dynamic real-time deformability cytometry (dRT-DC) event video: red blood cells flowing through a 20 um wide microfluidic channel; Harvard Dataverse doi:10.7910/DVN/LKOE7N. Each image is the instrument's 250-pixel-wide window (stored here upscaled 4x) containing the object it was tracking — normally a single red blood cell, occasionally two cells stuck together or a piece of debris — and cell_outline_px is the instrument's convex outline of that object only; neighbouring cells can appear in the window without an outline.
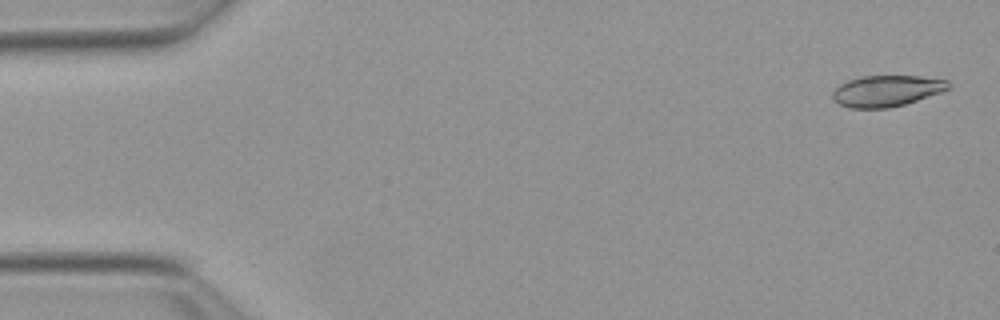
{"species": "Egyptian fruit bat (a non-hibernating species)", "species_latin": "Rousettus aegyptiacus", "temperature_condition": "warm", "stored_images_in_passage": 53, "camera_frame_rate_fps": 3000, "um_per_image_px": 0.085, "animal": {"sex": "female"}, "frame": {"image": 1, "passage_image": 2, "time_ms": 0.333, "image_size_px": [1000, 320], "cell_outline_px": [[948, 88], [940, 92], [904, 104], [888, 108], [852, 108], [840, 104], [832, 100], [832, 92], [840, 84], [848, 80], [860, 76], [920, 76], [948, 80]], "centroid_in_image_um": [75.31, 7.72], "position_along_channel_um": 9.7, "area_um2": 20.81}}
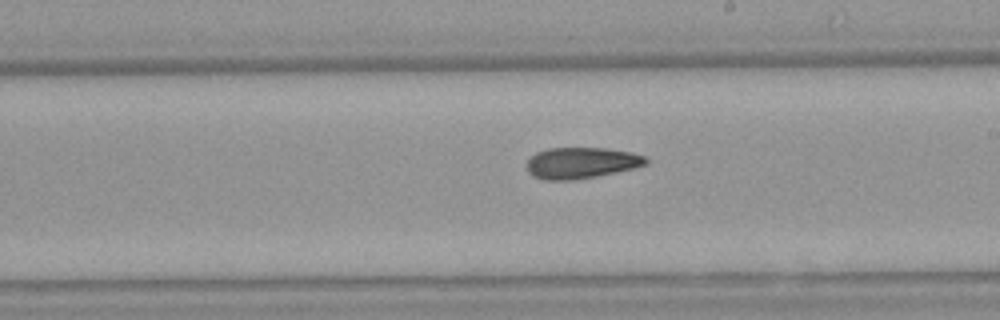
{"frame": {"image": 2, "passage_image": 30, "time_ms": 9.667, "image_size_px": [1000, 320], "cell_outline_px": [[648, 164], [616, 172], [596, 176], [572, 180], [544, 180], [532, 176], [528, 172], [528, 160], [536, 152], [548, 148], [608, 148], [632, 152], [644, 156], [648, 160]], "centroid_in_image_um": [49.41, 13.84], "position_along_channel_um": 239.6, "area_um2": 21.62}}
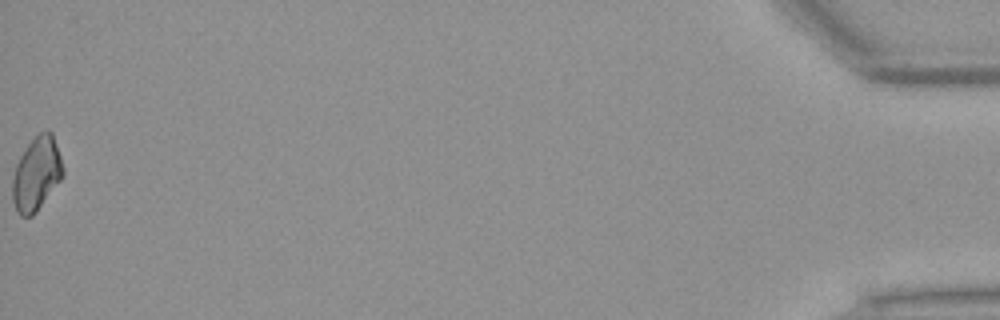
{"frame": {"image": 3, "passage_image": 53, "time_ms": 17.333, "image_size_px": [1000, 320], "cell_outline_px": [[64, 176], [36, 212], [32, 216], [20, 216], [16, 212], [12, 200], [12, 180], [16, 164], [20, 156], [28, 144], [40, 132], [48, 128], [52, 132], [64, 168]], "centroid_in_image_um": [3.1, 14.78], "position_along_channel_um": 432.1, "area_um2": 21.79}}